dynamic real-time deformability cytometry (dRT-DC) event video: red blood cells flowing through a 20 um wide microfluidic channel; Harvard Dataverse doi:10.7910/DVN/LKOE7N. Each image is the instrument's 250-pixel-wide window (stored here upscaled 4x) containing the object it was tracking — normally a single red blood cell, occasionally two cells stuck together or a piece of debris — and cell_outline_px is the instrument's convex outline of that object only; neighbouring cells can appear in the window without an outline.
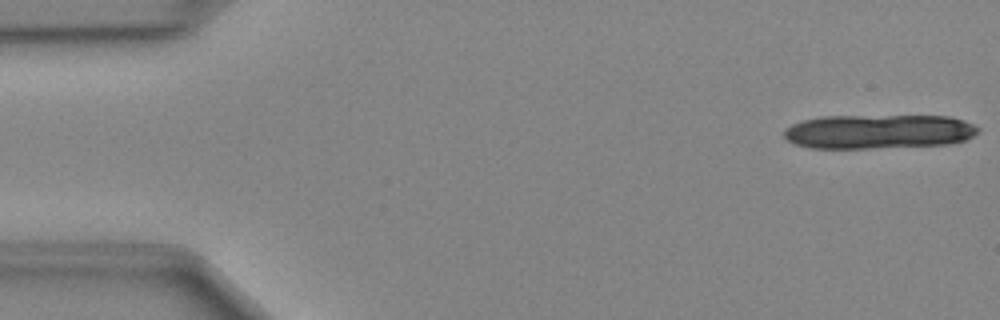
{"species": "Egyptian fruit bat (a non-hibernating species)", "species_latin": "Rousettus aegyptiacus", "temperature_condition": "cold", "stored_images_in_passage": 16, "camera_frame_rate_fps": 3000, "um_per_image_px": 0.085, "animal": {"sex": "female"}, "frame": {"image": 1, "passage_image": 1, "time_ms": 0.0, "image_size_px": [1000, 320], "cell_outline_px": [[980, 132], [964, 140], [948, 144], [868, 148], [808, 148], [792, 144], [784, 136], [784, 128], [792, 124], [804, 120], [820, 116], [948, 116], [964, 120], [980, 128]], "centroid_in_image_um": [74.65, 11.18], "position_along_channel_um": 10.4, "area_um2": 38.9}}